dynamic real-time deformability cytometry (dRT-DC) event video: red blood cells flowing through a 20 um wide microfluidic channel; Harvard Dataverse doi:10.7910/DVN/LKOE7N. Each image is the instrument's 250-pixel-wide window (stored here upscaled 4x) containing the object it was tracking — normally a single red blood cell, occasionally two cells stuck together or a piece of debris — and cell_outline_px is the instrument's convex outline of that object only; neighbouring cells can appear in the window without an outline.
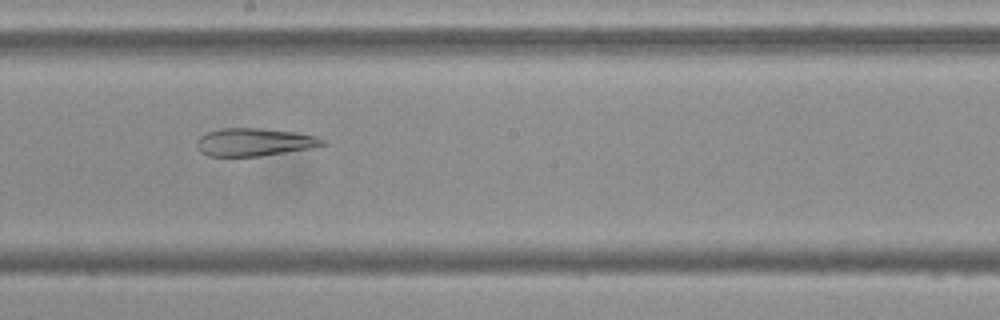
{"species": "Egyptian fruit bat (a non-hibernating species)", "species_latin": "Rousettus aegyptiacus", "temperature_condition": "cold", "stored_images_in_passage": 53, "camera_frame_rate_fps": 3000, "um_per_image_px": 0.085, "frame": {"image": 1, "passage_image": 29, "time_ms": 9.333, "image_size_px": [1000, 320], "cell_outline_px": [[328, 144], [308, 148], [260, 156], [208, 156], [200, 152], [196, 148], [196, 140], [200, 136], [208, 132], [220, 128], [264, 128], [296, 132], [316, 136], [324, 140]], "centroid_in_image_um": [21.57, 12.07], "position_along_channel_um": 226.6, "area_um2": 20.46}}
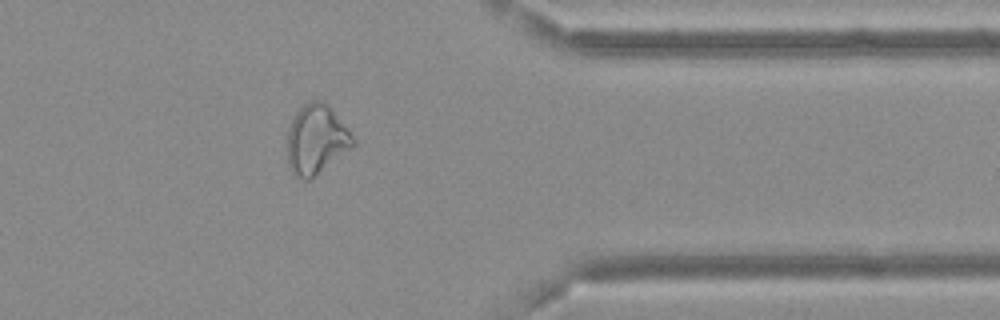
{"frame": {"image": 2, "passage_image": 43, "time_ms": 14.0, "image_size_px": [1000, 320], "cell_outline_px": [[356, 144], [352, 148], [308, 180], [304, 180], [296, 176], [288, 168], [288, 128], [292, 116], [308, 100], [320, 100], [332, 108], [348, 128], [356, 140]], "centroid_in_image_um": [26.89, 11.83], "position_along_channel_um": 384.5, "area_um2": 26.7}}
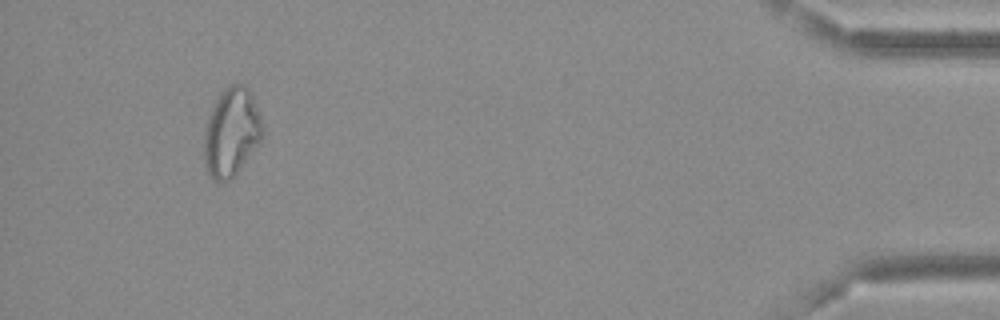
{"frame": {"image": 3, "passage_image": 50, "time_ms": 16.333, "image_size_px": [1000, 320], "cell_outline_px": [[264, 136], [260, 144], [236, 176], [232, 180], [224, 184], [208, 176], [204, 160], [204, 132], [208, 116], [212, 104], [216, 96], [224, 88], [232, 84], [244, 84], [252, 92], [260, 112], [264, 128]], "centroid_in_image_um": [19.7, 11.26], "position_along_channel_um": 415.5, "area_um2": 31.44}, "authors_computed_cell_mechanics": {"area_um2": 27.9174, "velocity_mm_per_s": 3.6745, "shape_relaxation_time_tau1_ms": null, "shape_relaxation_time_tau2_ms": 4.0443, "deformation_change_tau1": null, "deformation_change_tau2": 0.1349}}